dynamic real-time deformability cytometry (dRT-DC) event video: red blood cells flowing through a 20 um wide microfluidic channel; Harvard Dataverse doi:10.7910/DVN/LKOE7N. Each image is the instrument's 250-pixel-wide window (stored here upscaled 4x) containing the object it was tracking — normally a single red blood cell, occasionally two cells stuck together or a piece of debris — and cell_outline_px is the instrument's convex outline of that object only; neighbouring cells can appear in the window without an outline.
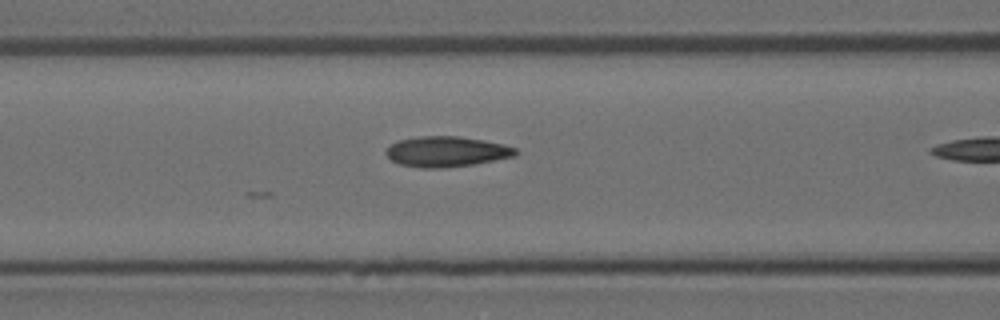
{"species": "Egyptian fruit bat (a non-hibernating species)", "species_latin": "Rousettus aegyptiacus", "temperature_condition": "room temperature", "stored_images_in_passage": 6, "camera_frame_rate_fps": 3000, "um_per_image_px": 0.085, "animal": {"sex": "female"}, "frame": {"image": 1, "passage_image": 5, "time_ms": 1.333, "image_size_px": [1000, 320], "cell_outline_px": [[520, 152], [516, 156], [476, 164], [440, 168], [420, 168], [400, 164], [392, 160], [384, 152], [392, 144], [400, 140], [420, 136], [460, 136], [504, 144], [516, 148]], "centroid_in_image_um": [38.0, 12.89], "position_along_channel_um": 128.6, "area_um2": 23.0}}